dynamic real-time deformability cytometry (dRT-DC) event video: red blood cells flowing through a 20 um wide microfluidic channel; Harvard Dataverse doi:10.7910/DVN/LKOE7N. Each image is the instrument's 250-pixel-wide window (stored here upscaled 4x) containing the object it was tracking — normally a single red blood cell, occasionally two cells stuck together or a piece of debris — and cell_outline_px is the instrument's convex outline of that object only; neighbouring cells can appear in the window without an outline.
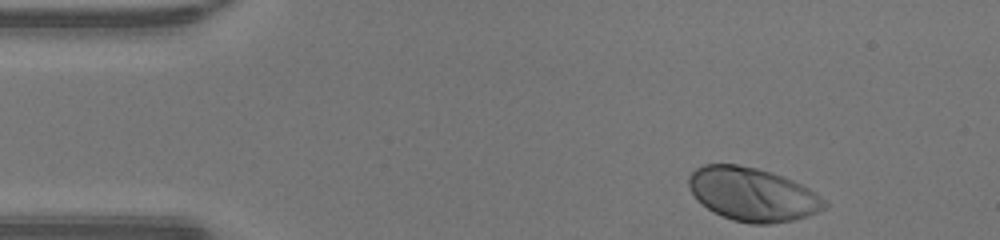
{"species": "human", "species_latin": "Homo sapiens", "temperature_condition": "warm", "stored_images_in_passage": 34, "camera_frame_rate_fps": 3000, "um_per_image_px": 0.085, "donor": {"sex": "male"}, "frame": {"image": 1, "passage_image": 1, "time_ms": 0.0, "image_size_px": [1000, 240], "cell_outline_px": [[828, 204], [824, 208], [808, 216], [792, 220], [768, 224], [752, 224], [732, 220], [708, 208], [696, 200], [688, 184], [688, 176], [696, 168], [704, 164], [736, 164], [756, 168], [772, 172], [792, 180], [816, 192]], "centroid_in_image_um": [63.95, 16.51], "position_along_channel_um": 21.0, "area_um2": 42.08}}
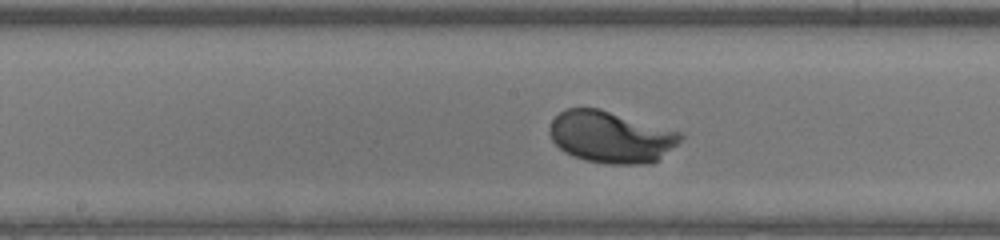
{"frame": {"image": 2, "passage_image": 19, "time_ms": 6.0, "image_size_px": [1000, 240], "cell_outline_px": [[684, 136], [676, 144], [652, 164], [604, 164], [584, 160], [572, 156], [564, 152], [552, 140], [548, 132], [548, 128], [552, 120], [560, 112], [568, 108], [600, 108], [680, 132]], "centroid_in_image_um": [51.88, 11.65], "position_along_channel_um": 196.3, "area_um2": 39.42}}
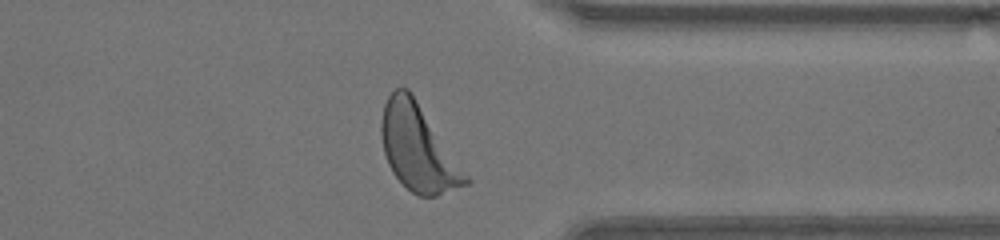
{"frame": {"image": 3, "passage_image": 32, "time_ms": 10.333, "image_size_px": [1000, 240], "cell_outline_px": [[472, 180], [468, 184], [436, 196], [420, 196], [412, 192], [392, 172], [388, 164], [384, 152], [380, 132], [380, 124], [384, 104], [388, 96], [396, 88], [408, 88], [412, 92]], "centroid_in_image_um": [35.54, 12.57], "position_along_channel_um": 375.9, "area_um2": 42.19}, "authors_computed_cell_mechanics": {"area_um2": 39.2462, "velocity_mm_per_s": 4.3048, "shape_relaxation_time_tau1_ms": 1.8052, "shape_relaxation_time_tau2_ms": null, "deformation_change_tau1": 0.1592, "deformation_change_tau2": null}}